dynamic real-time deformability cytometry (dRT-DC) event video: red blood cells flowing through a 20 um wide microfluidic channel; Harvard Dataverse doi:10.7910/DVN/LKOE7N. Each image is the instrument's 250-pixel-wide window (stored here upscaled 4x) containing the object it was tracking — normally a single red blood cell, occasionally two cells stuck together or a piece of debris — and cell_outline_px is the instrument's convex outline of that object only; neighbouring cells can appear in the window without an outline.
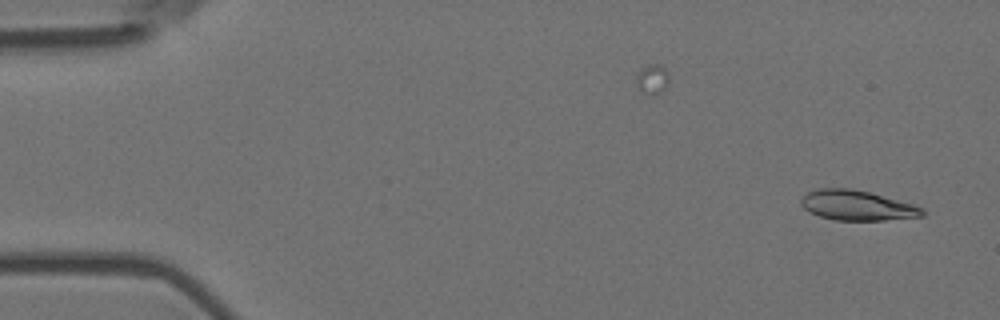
{"species": "Egyptian fruit bat (a non-hibernating species)", "species_latin": "Rousettus aegyptiacus", "temperature_condition": "room temperature", "stored_images_in_passage": 55, "segment_of_instrument_passage": [1, 2], "camera_frame_rate_fps": 3000, "um_per_image_px": 0.085, "animal": {"sex": "female"}, "frame": {"image": 1, "passage_image": 2, "time_ms": 0.333, "image_size_px": [1000, 320], "cell_outline_px": [[924, 216], [884, 220], [836, 220], [820, 216], [808, 212], [800, 204], [800, 196], [816, 188], [852, 188], [868, 192], [912, 204], [924, 208]], "centroid_in_image_um": [72.8, 17.45], "position_along_channel_um": 12.2, "area_um2": 21.21}}
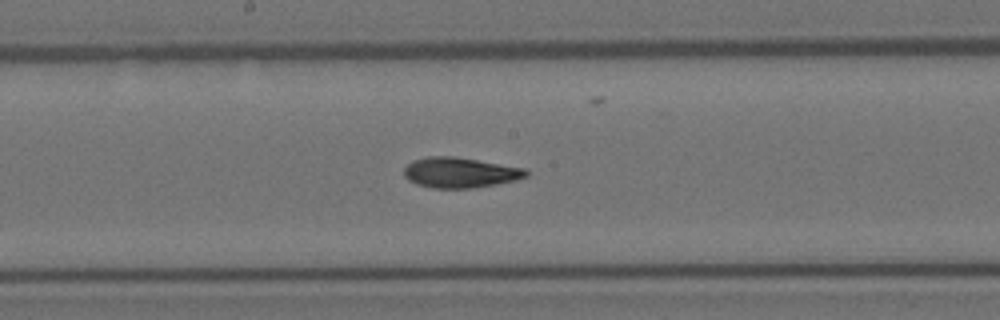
{"frame": {"image": 2, "passage_image": 28, "time_ms": 9.0, "image_size_px": [1000, 320], "cell_outline_px": [[528, 176], [516, 180], [496, 184], [472, 188], [432, 188], [416, 184], [408, 180], [404, 176], [404, 168], [412, 160], [428, 156], [456, 156], [524, 168], [528, 172]], "centroid_in_image_um": [39.08, 14.66], "position_along_channel_um": 209.1, "area_um2": 21.68}}
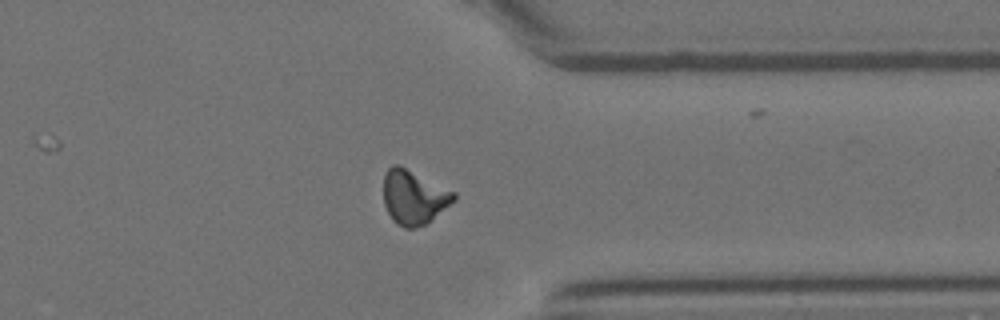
{"frame": {"image": 3, "passage_image": 42, "time_ms": 13.667, "image_size_px": [1000, 320], "cell_outline_px": [[456, 200], [424, 224], [416, 228], [404, 228], [396, 224], [392, 220], [384, 204], [384, 172], [392, 164], [400, 164], [456, 192]], "centroid_in_image_um": [35.16, 16.73], "position_along_channel_um": 376.2, "area_um2": 22.37}}